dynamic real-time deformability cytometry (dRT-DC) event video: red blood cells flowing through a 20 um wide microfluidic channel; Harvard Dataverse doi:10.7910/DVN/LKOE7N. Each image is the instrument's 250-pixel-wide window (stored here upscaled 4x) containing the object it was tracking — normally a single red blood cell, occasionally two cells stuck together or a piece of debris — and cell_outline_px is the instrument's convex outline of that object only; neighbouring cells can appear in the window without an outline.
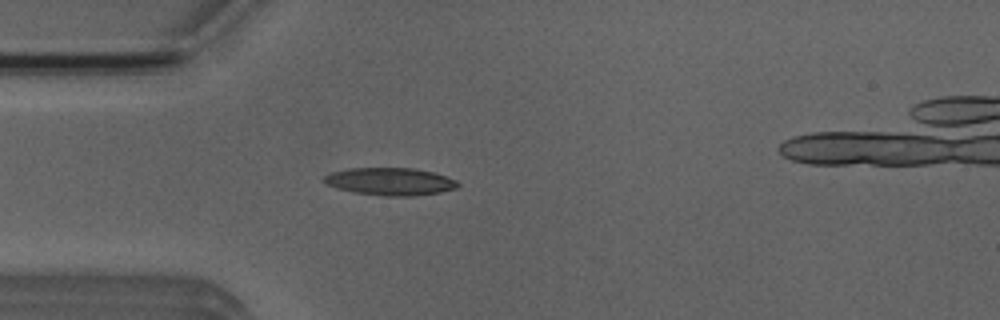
{"species": "Egyptian fruit bat (a non-hibernating species)", "species_latin": "Rousettus aegyptiacus", "temperature_condition": "room temperature", "stored_images_in_passage": 2, "camera_frame_rate_fps": 3000, "um_per_image_px": 0.085, "animal": {"sex": "male"}, "frame": {"image": 1, "passage_image": 2, "time_ms": 1.333, "image_size_px": [1000, 320], "cell_outline_px": [[460, 184], [456, 188], [440, 192], [412, 196], [384, 196], [352, 192], [336, 188], [320, 180], [324, 176], [332, 172], [352, 168], [412, 168], [432, 172], [448, 176], [456, 180]], "centroid_in_image_um": [33.16, 15.43], "position_along_channel_um": 51.8, "area_um2": 21.5}}